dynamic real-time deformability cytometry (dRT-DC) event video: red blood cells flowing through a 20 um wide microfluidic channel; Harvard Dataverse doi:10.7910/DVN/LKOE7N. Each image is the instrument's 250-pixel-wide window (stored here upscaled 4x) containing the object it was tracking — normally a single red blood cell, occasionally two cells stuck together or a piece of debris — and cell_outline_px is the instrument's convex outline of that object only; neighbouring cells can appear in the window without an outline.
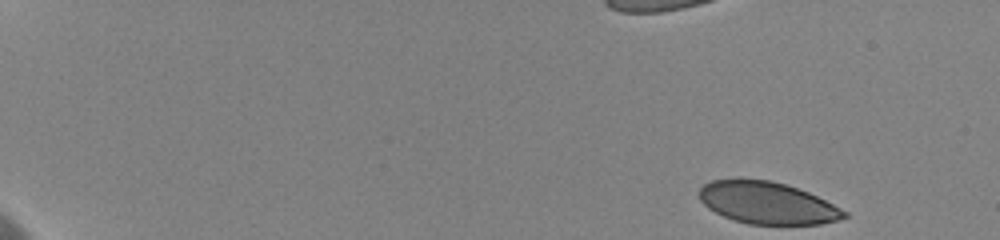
{"species": "human", "species_latin": "Homo sapiens", "temperature_condition": "cold", "stored_images_in_passage": 64, "camera_frame_rate_fps": 3000, "um_per_image_px": 0.085, "donor": {"sex": "female"}, "frame": {"image": 1, "passage_image": 1, "time_ms": 0.0, "image_size_px": [1000, 240], "cell_outline_px": [[848, 216], [836, 220], [820, 224], [748, 224], [732, 220], [708, 208], [700, 200], [696, 192], [704, 184], [712, 180], [768, 180], [784, 184], [808, 192], [848, 212]], "centroid_in_image_um": [65.18, 17.26], "position_along_channel_um": 19.8, "area_um2": 35.08}}
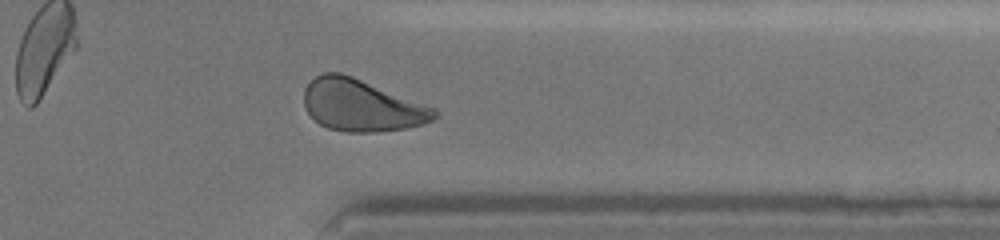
{"frame": {"image": 2, "passage_image": 47, "time_ms": 14.667, "image_size_px": [1000, 240], "cell_outline_px": [[440, 116], [424, 124], [404, 128], [376, 132], [348, 132], [328, 128], [320, 124], [308, 112], [304, 104], [304, 88], [316, 76], [324, 72], [340, 72], [352, 76], [436, 108]], "centroid_in_image_um": [30.75, 8.96], "position_along_channel_um": 380.6, "area_um2": 39.3}}
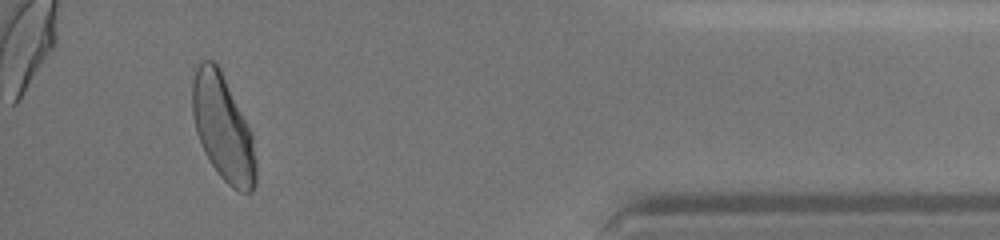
{"frame": {"image": 3, "passage_image": 58, "time_ms": 16.667, "image_size_px": [1000, 240], "cell_outline_px": [[256, 184], [252, 192], [240, 192], [232, 188], [220, 176], [204, 152], [196, 132], [192, 112], [192, 68], [200, 60], [212, 60], [220, 68], [252, 132], [256, 160]], "centroid_in_image_um": [18.94, 10.84], "position_along_channel_um": 416.3, "area_um2": 39.59}, "authors_computed_cell_mechanics": {"area_um2": 38.4948, "velocity_mm_per_s": 3.5679, "shape_relaxation_time_tau1_ms": 3.9414, "shape_relaxation_time_tau2_ms": 0.7769, "deformation_change_tau1": 0.1159, "deformation_change_tau2": 0.0517}}